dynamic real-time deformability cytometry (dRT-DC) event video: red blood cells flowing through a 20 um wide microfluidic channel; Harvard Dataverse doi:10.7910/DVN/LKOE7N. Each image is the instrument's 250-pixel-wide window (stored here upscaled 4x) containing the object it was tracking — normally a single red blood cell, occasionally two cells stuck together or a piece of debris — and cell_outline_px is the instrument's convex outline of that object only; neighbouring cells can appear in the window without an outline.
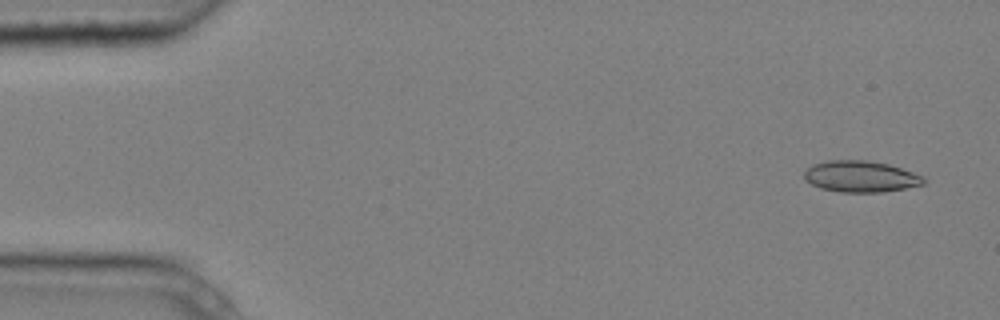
{"species": "common noctule bat (a hibernating species)", "species_latin": "Nyctalus noctula", "temperature_condition": "cold", "stored_images_in_passage": 4, "camera_frame_rate_fps": 3000, "um_per_image_px": 0.085, "animal": {"sex": "male", "body_mass_g": 20.4}, "frame": {"image": 1, "passage_image": 1, "time_ms": 0.0, "image_size_px": [1000, 320], "cell_outline_px": [[928, 180], [924, 184], [884, 192], [840, 192], [820, 188], [804, 180], [804, 172], [812, 164], [828, 160], [864, 160], [888, 164], [924, 176]], "centroid_in_image_um": [73.15, 15.0], "position_along_channel_um": 11.8, "area_um2": 21.85}}